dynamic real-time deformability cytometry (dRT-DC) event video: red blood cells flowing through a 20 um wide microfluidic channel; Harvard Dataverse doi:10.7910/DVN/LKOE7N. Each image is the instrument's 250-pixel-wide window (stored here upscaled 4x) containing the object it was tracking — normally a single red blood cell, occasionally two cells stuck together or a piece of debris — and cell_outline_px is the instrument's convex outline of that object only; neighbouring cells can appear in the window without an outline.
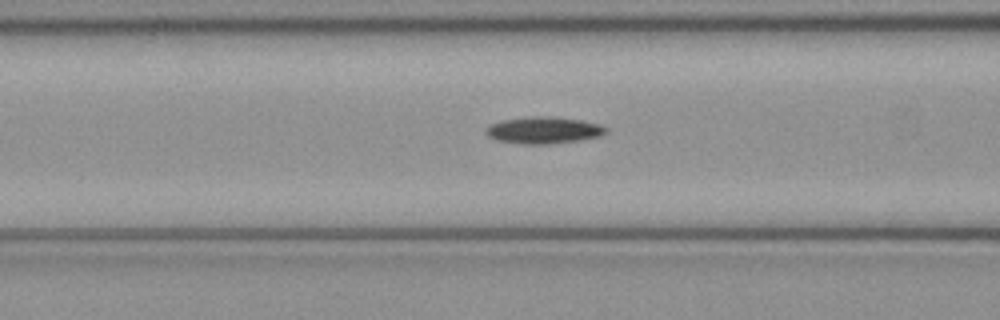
{"species": "common noctule bat (a hibernating species)", "species_latin": "Nyctalus noctula", "temperature_condition": "cold", "stored_images_in_passage": 40, "camera_frame_rate_fps": 3000, "um_per_image_px": 0.085, "animal": {"sex": "female", "body_mass_g": 21.9}, "frame": {"image": 1, "passage_image": 9, "time_ms": 2.667, "image_size_px": [1000, 320], "cell_outline_px": [[608, 132], [600, 136], [580, 140], [548, 144], [520, 144], [496, 140], [488, 136], [484, 132], [484, 128], [488, 124], [500, 120], [532, 116], [548, 116], [580, 120], [600, 124], [608, 128]], "centroid_in_image_um": [46.16, 11.06], "position_along_channel_um": 120.4, "area_um2": 19.02}}
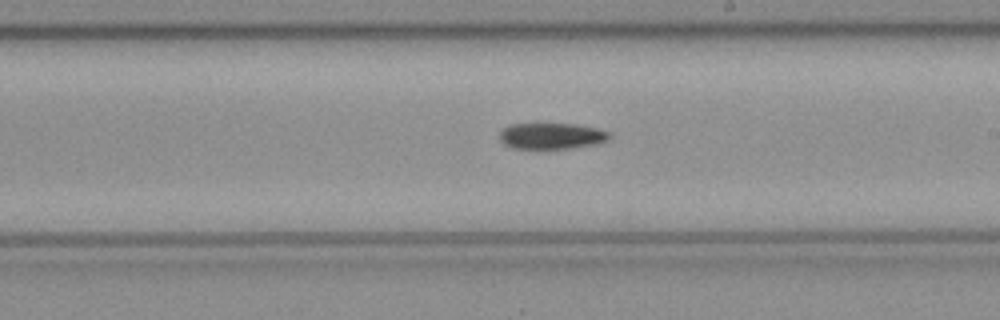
{"frame": {"image": 2, "passage_image": 18, "time_ms": 5.667, "image_size_px": [1000, 320], "cell_outline_px": [[612, 136], [608, 140], [596, 144], [572, 148], [512, 148], [504, 144], [500, 140], [500, 132], [504, 128], [512, 124], [572, 124], [596, 128], [612, 132]], "centroid_in_image_um": [46.92, 11.56], "position_along_channel_um": 242.1, "area_um2": 16.65}}
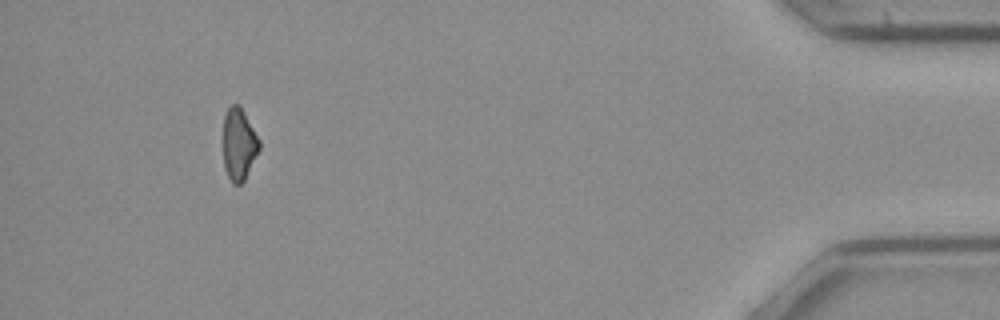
{"frame": {"image": 3, "passage_image": 36, "time_ms": 11.667, "image_size_px": [1000, 320], "cell_outline_px": [[260, 148], [244, 180], [240, 184], [232, 184], [224, 168], [224, 116], [228, 108], [232, 104], [240, 104], [260, 140]], "centroid_in_image_um": [20.31, 12.24], "position_along_channel_um": 414.9, "area_um2": 15.09}, "authors_computed_cell_mechanics": {"area_um2": 17.0799, "velocity_mm_per_s": 4.0488, "shape_relaxation_time_tau1_ms": 8.7202, "shape_relaxation_time_tau2_ms": null, "deformation_change_tau1": 0.1671, "deformation_change_tau2": null}}